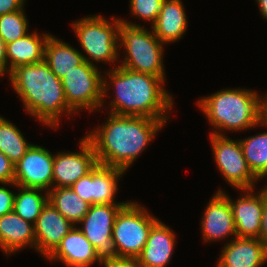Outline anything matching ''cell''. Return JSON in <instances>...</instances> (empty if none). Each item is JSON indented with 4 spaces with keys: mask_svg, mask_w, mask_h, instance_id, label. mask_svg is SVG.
I'll list each match as a JSON object with an SVG mask.
<instances>
[{
    "mask_svg": "<svg viewBox=\"0 0 267 267\" xmlns=\"http://www.w3.org/2000/svg\"><path fill=\"white\" fill-rule=\"evenodd\" d=\"M259 10H260V15H262L265 20H267V0H256Z\"/></svg>",
    "mask_w": 267,
    "mask_h": 267,
    "instance_id": "36",
    "label": "cell"
},
{
    "mask_svg": "<svg viewBox=\"0 0 267 267\" xmlns=\"http://www.w3.org/2000/svg\"><path fill=\"white\" fill-rule=\"evenodd\" d=\"M197 105L216 131L256 128L262 121V96L248 89H222L198 100ZM219 129V130H218Z\"/></svg>",
    "mask_w": 267,
    "mask_h": 267,
    "instance_id": "4",
    "label": "cell"
},
{
    "mask_svg": "<svg viewBox=\"0 0 267 267\" xmlns=\"http://www.w3.org/2000/svg\"><path fill=\"white\" fill-rule=\"evenodd\" d=\"M210 142L217 168L226 182L238 190L254 189L259 179L250 170L240 141L210 133Z\"/></svg>",
    "mask_w": 267,
    "mask_h": 267,
    "instance_id": "10",
    "label": "cell"
},
{
    "mask_svg": "<svg viewBox=\"0 0 267 267\" xmlns=\"http://www.w3.org/2000/svg\"><path fill=\"white\" fill-rule=\"evenodd\" d=\"M104 73L109 76L110 81L108 83L103 76V98L112 83L116 93L115 98L110 101L111 114L150 117L165 123L168 121L167 114L172 108L173 97L163 88L165 78L135 72L122 66Z\"/></svg>",
    "mask_w": 267,
    "mask_h": 267,
    "instance_id": "2",
    "label": "cell"
},
{
    "mask_svg": "<svg viewBox=\"0 0 267 267\" xmlns=\"http://www.w3.org/2000/svg\"><path fill=\"white\" fill-rule=\"evenodd\" d=\"M113 22L101 15L84 17L72 23L81 47L90 58H84L89 64L95 62L115 63L118 61L119 28L121 19L114 18ZM93 61H90V60Z\"/></svg>",
    "mask_w": 267,
    "mask_h": 267,
    "instance_id": "6",
    "label": "cell"
},
{
    "mask_svg": "<svg viewBox=\"0 0 267 267\" xmlns=\"http://www.w3.org/2000/svg\"><path fill=\"white\" fill-rule=\"evenodd\" d=\"M108 116L102 127L86 137L93 145L98 164L127 171L165 122L150 117Z\"/></svg>",
    "mask_w": 267,
    "mask_h": 267,
    "instance_id": "1",
    "label": "cell"
},
{
    "mask_svg": "<svg viewBox=\"0 0 267 267\" xmlns=\"http://www.w3.org/2000/svg\"><path fill=\"white\" fill-rule=\"evenodd\" d=\"M24 10L0 16V36L6 44L14 42L28 33V21Z\"/></svg>",
    "mask_w": 267,
    "mask_h": 267,
    "instance_id": "28",
    "label": "cell"
},
{
    "mask_svg": "<svg viewBox=\"0 0 267 267\" xmlns=\"http://www.w3.org/2000/svg\"><path fill=\"white\" fill-rule=\"evenodd\" d=\"M7 75L25 110L43 125L58 128L61 114H74L66 102L61 80L44 60L19 66Z\"/></svg>",
    "mask_w": 267,
    "mask_h": 267,
    "instance_id": "3",
    "label": "cell"
},
{
    "mask_svg": "<svg viewBox=\"0 0 267 267\" xmlns=\"http://www.w3.org/2000/svg\"><path fill=\"white\" fill-rule=\"evenodd\" d=\"M137 202H127L118 212L113 226L112 238L116 244L119 260H136L144 248L156 217Z\"/></svg>",
    "mask_w": 267,
    "mask_h": 267,
    "instance_id": "7",
    "label": "cell"
},
{
    "mask_svg": "<svg viewBox=\"0 0 267 267\" xmlns=\"http://www.w3.org/2000/svg\"><path fill=\"white\" fill-rule=\"evenodd\" d=\"M80 140L79 152H60L54 155V187H71L98 164L92 143L86 136Z\"/></svg>",
    "mask_w": 267,
    "mask_h": 267,
    "instance_id": "13",
    "label": "cell"
},
{
    "mask_svg": "<svg viewBox=\"0 0 267 267\" xmlns=\"http://www.w3.org/2000/svg\"><path fill=\"white\" fill-rule=\"evenodd\" d=\"M34 33L26 34L23 37L6 44V59L8 72L10 73L15 68L42 62L44 60L45 45L48 37L47 33L43 36Z\"/></svg>",
    "mask_w": 267,
    "mask_h": 267,
    "instance_id": "22",
    "label": "cell"
},
{
    "mask_svg": "<svg viewBox=\"0 0 267 267\" xmlns=\"http://www.w3.org/2000/svg\"><path fill=\"white\" fill-rule=\"evenodd\" d=\"M62 261L69 267H88L98 261L93 245L84 234L74 226L62 239L47 259Z\"/></svg>",
    "mask_w": 267,
    "mask_h": 267,
    "instance_id": "19",
    "label": "cell"
},
{
    "mask_svg": "<svg viewBox=\"0 0 267 267\" xmlns=\"http://www.w3.org/2000/svg\"><path fill=\"white\" fill-rule=\"evenodd\" d=\"M104 267H142L136 260H119L104 264Z\"/></svg>",
    "mask_w": 267,
    "mask_h": 267,
    "instance_id": "35",
    "label": "cell"
},
{
    "mask_svg": "<svg viewBox=\"0 0 267 267\" xmlns=\"http://www.w3.org/2000/svg\"><path fill=\"white\" fill-rule=\"evenodd\" d=\"M48 202L74 226L84 218L90 208V204L71 187H53L48 192Z\"/></svg>",
    "mask_w": 267,
    "mask_h": 267,
    "instance_id": "24",
    "label": "cell"
},
{
    "mask_svg": "<svg viewBox=\"0 0 267 267\" xmlns=\"http://www.w3.org/2000/svg\"><path fill=\"white\" fill-rule=\"evenodd\" d=\"M73 227L74 225L48 202L34 224L37 251L47 258Z\"/></svg>",
    "mask_w": 267,
    "mask_h": 267,
    "instance_id": "15",
    "label": "cell"
},
{
    "mask_svg": "<svg viewBox=\"0 0 267 267\" xmlns=\"http://www.w3.org/2000/svg\"><path fill=\"white\" fill-rule=\"evenodd\" d=\"M123 169L97 164L84 177L76 181L71 188L84 201L93 204H126L116 203L115 194L118 190V181L123 176Z\"/></svg>",
    "mask_w": 267,
    "mask_h": 267,
    "instance_id": "11",
    "label": "cell"
},
{
    "mask_svg": "<svg viewBox=\"0 0 267 267\" xmlns=\"http://www.w3.org/2000/svg\"><path fill=\"white\" fill-rule=\"evenodd\" d=\"M164 0H130L131 14L143 20L156 22Z\"/></svg>",
    "mask_w": 267,
    "mask_h": 267,
    "instance_id": "29",
    "label": "cell"
},
{
    "mask_svg": "<svg viewBox=\"0 0 267 267\" xmlns=\"http://www.w3.org/2000/svg\"><path fill=\"white\" fill-rule=\"evenodd\" d=\"M15 167L11 160L0 151V183L12 185L14 183Z\"/></svg>",
    "mask_w": 267,
    "mask_h": 267,
    "instance_id": "30",
    "label": "cell"
},
{
    "mask_svg": "<svg viewBox=\"0 0 267 267\" xmlns=\"http://www.w3.org/2000/svg\"><path fill=\"white\" fill-rule=\"evenodd\" d=\"M31 145L16 125L0 116V151L14 165L23 157Z\"/></svg>",
    "mask_w": 267,
    "mask_h": 267,
    "instance_id": "27",
    "label": "cell"
},
{
    "mask_svg": "<svg viewBox=\"0 0 267 267\" xmlns=\"http://www.w3.org/2000/svg\"><path fill=\"white\" fill-rule=\"evenodd\" d=\"M53 163V154L42 146L32 144L14 165L15 185L49 192L53 188Z\"/></svg>",
    "mask_w": 267,
    "mask_h": 267,
    "instance_id": "12",
    "label": "cell"
},
{
    "mask_svg": "<svg viewBox=\"0 0 267 267\" xmlns=\"http://www.w3.org/2000/svg\"><path fill=\"white\" fill-rule=\"evenodd\" d=\"M4 73L5 74L8 73L7 59H6V43L0 36V77L4 76Z\"/></svg>",
    "mask_w": 267,
    "mask_h": 267,
    "instance_id": "34",
    "label": "cell"
},
{
    "mask_svg": "<svg viewBox=\"0 0 267 267\" xmlns=\"http://www.w3.org/2000/svg\"><path fill=\"white\" fill-rule=\"evenodd\" d=\"M119 46L124 47L125 57L120 66L140 73L165 78L162 43L154 34L141 25L121 20Z\"/></svg>",
    "mask_w": 267,
    "mask_h": 267,
    "instance_id": "5",
    "label": "cell"
},
{
    "mask_svg": "<svg viewBox=\"0 0 267 267\" xmlns=\"http://www.w3.org/2000/svg\"><path fill=\"white\" fill-rule=\"evenodd\" d=\"M36 249L34 224L24 220L14 211L0 217V248L5 254L20 251L26 246Z\"/></svg>",
    "mask_w": 267,
    "mask_h": 267,
    "instance_id": "20",
    "label": "cell"
},
{
    "mask_svg": "<svg viewBox=\"0 0 267 267\" xmlns=\"http://www.w3.org/2000/svg\"><path fill=\"white\" fill-rule=\"evenodd\" d=\"M125 204H93L78 228L93 245L100 265L119 261L116 244L112 238L115 218Z\"/></svg>",
    "mask_w": 267,
    "mask_h": 267,
    "instance_id": "8",
    "label": "cell"
},
{
    "mask_svg": "<svg viewBox=\"0 0 267 267\" xmlns=\"http://www.w3.org/2000/svg\"><path fill=\"white\" fill-rule=\"evenodd\" d=\"M254 189H245V194L237 201H233L221 189L232 208L237 237L259 238L261 231L262 213L265 206V186L258 194L252 192ZM247 192V193H246ZM251 192V193H250Z\"/></svg>",
    "mask_w": 267,
    "mask_h": 267,
    "instance_id": "14",
    "label": "cell"
},
{
    "mask_svg": "<svg viewBox=\"0 0 267 267\" xmlns=\"http://www.w3.org/2000/svg\"><path fill=\"white\" fill-rule=\"evenodd\" d=\"M232 239L223 247L217 267H261L267 262V249L259 238Z\"/></svg>",
    "mask_w": 267,
    "mask_h": 267,
    "instance_id": "17",
    "label": "cell"
},
{
    "mask_svg": "<svg viewBox=\"0 0 267 267\" xmlns=\"http://www.w3.org/2000/svg\"><path fill=\"white\" fill-rule=\"evenodd\" d=\"M19 188V193H15L13 211L26 221L35 224L41 214L42 209L48 203V192L38 188Z\"/></svg>",
    "mask_w": 267,
    "mask_h": 267,
    "instance_id": "26",
    "label": "cell"
},
{
    "mask_svg": "<svg viewBox=\"0 0 267 267\" xmlns=\"http://www.w3.org/2000/svg\"><path fill=\"white\" fill-rule=\"evenodd\" d=\"M262 120L267 123V95L262 97Z\"/></svg>",
    "mask_w": 267,
    "mask_h": 267,
    "instance_id": "37",
    "label": "cell"
},
{
    "mask_svg": "<svg viewBox=\"0 0 267 267\" xmlns=\"http://www.w3.org/2000/svg\"><path fill=\"white\" fill-rule=\"evenodd\" d=\"M175 234L158 220L150 229L148 239L136 261L142 267H166L175 247Z\"/></svg>",
    "mask_w": 267,
    "mask_h": 267,
    "instance_id": "18",
    "label": "cell"
},
{
    "mask_svg": "<svg viewBox=\"0 0 267 267\" xmlns=\"http://www.w3.org/2000/svg\"><path fill=\"white\" fill-rule=\"evenodd\" d=\"M61 82L68 107L74 113L98 110L104 104L103 75L95 65L84 61L66 73Z\"/></svg>",
    "mask_w": 267,
    "mask_h": 267,
    "instance_id": "9",
    "label": "cell"
},
{
    "mask_svg": "<svg viewBox=\"0 0 267 267\" xmlns=\"http://www.w3.org/2000/svg\"><path fill=\"white\" fill-rule=\"evenodd\" d=\"M14 196L11 190L0 186V217L13 211Z\"/></svg>",
    "mask_w": 267,
    "mask_h": 267,
    "instance_id": "31",
    "label": "cell"
},
{
    "mask_svg": "<svg viewBox=\"0 0 267 267\" xmlns=\"http://www.w3.org/2000/svg\"><path fill=\"white\" fill-rule=\"evenodd\" d=\"M267 123L261 121V126ZM244 158L252 171L258 178H267V131L257 135L239 139Z\"/></svg>",
    "mask_w": 267,
    "mask_h": 267,
    "instance_id": "25",
    "label": "cell"
},
{
    "mask_svg": "<svg viewBox=\"0 0 267 267\" xmlns=\"http://www.w3.org/2000/svg\"><path fill=\"white\" fill-rule=\"evenodd\" d=\"M259 239L267 249V185L265 186V206L262 213L261 231Z\"/></svg>",
    "mask_w": 267,
    "mask_h": 267,
    "instance_id": "33",
    "label": "cell"
},
{
    "mask_svg": "<svg viewBox=\"0 0 267 267\" xmlns=\"http://www.w3.org/2000/svg\"><path fill=\"white\" fill-rule=\"evenodd\" d=\"M25 0H0V16L23 9Z\"/></svg>",
    "mask_w": 267,
    "mask_h": 267,
    "instance_id": "32",
    "label": "cell"
},
{
    "mask_svg": "<svg viewBox=\"0 0 267 267\" xmlns=\"http://www.w3.org/2000/svg\"><path fill=\"white\" fill-rule=\"evenodd\" d=\"M85 57L82 52L51 34L46 41L44 61L60 80L74 67L81 65Z\"/></svg>",
    "mask_w": 267,
    "mask_h": 267,
    "instance_id": "23",
    "label": "cell"
},
{
    "mask_svg": "<svg viewBox=\"0 0 267 267\" xmlns=\"http://www.w3.org/2000/svg\"><path fill=\"white\" fill-rule=\"evenodd\" d=\"M202 217L201 230L205 242L219 241L231 235L237 237L231 205L221 192L214 194Z\"/></svg>",
    "mask_w": 267,
    "mask_h": 267,
    "instance_id": "16",
    "label": "cell"
},
{
    "mask_svg": "<svg viewBox=\"0 0 267 267\" xmlns=\"http://www.w3.org/2000/svg\"><path fill=\"white\" fill-rule=\"evenodd\" d=\"M181 0H164L156 22L151 25L155 36L164 44L180 40L187 29V17Z\"/></svg>",
    "mask_w": 267,
    "mask_h": 267,
    "instance_id": "21",
    "label": "cell"
}]
</instances>
